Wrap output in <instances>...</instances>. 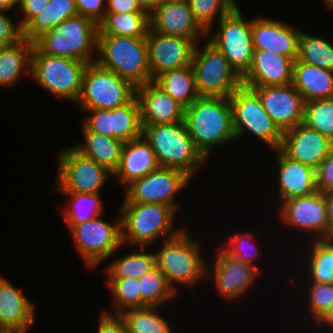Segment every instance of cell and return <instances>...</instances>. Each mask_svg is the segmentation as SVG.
I'll list each match as a JSON object with an SVG mask.
<instances>
[{
    "label": "cell",
    "mask_w": 333,
    "mask_h": 333,
    "mask_svg": "<svg viewBox=\"0 0 333 333\" xmlns=\"http://www.w3.org/2000/svg\"><path fill=\"white\" fill-rule=\"evenodd\" d=\"M184 122L206 160L213 148L236 140L229 97H198L185 108Z\"/></svg>",
    "instance_id": "cell-1"
},
{
    "label": "cell",
    "mask_w": 333,
    "mask_h": 333,
    "mask_svg": "<svg viewBox=\"0 0 333 333\" xmlns=\"http://www.w3.org/2000/svg\"><path fill=\"white\" fill-rule=\"evenodd\" d=\"M96 54L98 65L136 88L154 81L148 65L146 38L98 34Z\"/></svg>",
    "instance_id": "cell-2"
},
{
    "label": "cell",
    "mask_w": 333,
    "mask_h": 333,
    "mask_svg": "<svg viewBox=\"0 0 333 333\" xmlns=\"http://www.w3.org/2000/svg\"><path fill=\"white\" fill-rule=\"evenodd\" d=\"M175 211L164 204L123 202L119 210L122 245L144 247L158 242L157 238L166 239L167 234V239L179 235L184 229H173Z\"/></svg>",
    "instance_id": "cell-3"
},
{
    "label": "cell",
    "mask_w": 333,
    "mask_h": 333,
    "mask_svg": "<svg viewBox=\"0 0 333 333\" xmlns=\"http://www.w3.org/2000/svg\"><path fill=\"white\" fill-rule=\"evenodd\" d=\"M141 127L142 136L153 149L159 166L180 169L192 178L205 162L184 121Z\"/></svg>",
    "instance_id": "cell-4"
},
{
    "label": "cell",
    "mask_w": 333,
    "mask_h": 333,
    "mask_svg": "<svg viewBox=\"0 0 333 333\" xmlns=\"http://www.w3.org/2000/svg\"><path fill=\"white\" fill-rule=\"evenodd\" d=\"M98 25L81 15L70 17L57 27L42 33L33 44L41 52L51 56L95 62L97 55Z\"/></svg>",
    "instance_id": "cell-5"
},
{
    "label": "cell",
    "mask_w": 333,
    "mask_h": 333,
    "mask_svg": "<svg viewBox=\"0 0 333 333\" xmlns=\"http://www.w3.org/2000/svg\"><path fill=\"white\" fill-rule=\"evenodd\" d=\"M188 235V232L183 230L179 235L164 240L162 247L155 253L156 266L177 293V283L191 287L201 279H208L210 275L208 264L200 254L199 242Z\"/></svg>",
    "instance_id": "cell-6"
},
{
    "label": "cell",
    "mask_w": 333,
    "mask_h": 333,
    "mask_svg": "<svg viewBox=\"0 0 333 333\" xmlns=\"http://www.w3.org/2000/svg\"><path fill=\"white\" fill-rule=\"evenodd\" d=\"M87 65L85 61L41 53L33 46L30 78L54 96L77 103Z\"/></svg>",
    "instance_id": "cell-7"
},
{
    "label": "cell",
    "mask_w": 333,
    "mask_h": 333,
    "mask_svg": "<svg viewBox=\"0 0 333 333\" xmlns=\"http://www.w3.org/2000/svg\"><path fill=\"white\" fill-rule=\"evenodd\" d=\"M229 100L236 139H240L246 131H250L270 149L280 148L283 132L263 108L261 99L252 88L242 84L230 95Z\"/></svg>",
    "instance_id": "cell-8"
},
{
    "label": "cell",
    "mask_w": 333,
    "mask_h": 333,
    "mask_svg": "<svg viewBox=\"0 0 333 333\" xmlns=\"http://www.w3.org/2000/svg\"><path fill=\"white\" fill-rule=\"evenodd\" d=\"M191 67L199 97H230L242 85V78L208 40L201 48L196 43Z\"/></svg>",
    "instance_id": "cell-9"
},
{
    "label": "cell",
    "mask_w": 333,
    "mask_h": 333,
    "mask_svg": "<svg viewBox=\"0 0 333 333\" xmlns=\"http://www.w3.org/2000/svg\"><path fill=\"white\" fill-rule=\"evenodd\" d=\"M135 95L136 87L129 81L92 62L85 68L77 104L81 110L114 109L128 103Z\"/></svg>",
    "instance_id": "cell-10"
},
{
    "label": "cell",
    "mask_w": 333,
    "mask_h": 333,
    "mask_svg": "<svg viewBox=\"0 0 333 333\" xmlns=\"http://www.w3.org/2000/svg\"><path fill=\"white\" fill-rule=\"evenodd\" d=\"M240 7L217 20L218 28L215 35L208 40L227 59L230 66L242 78L250 69L254 47L251 35V20H245Z\"/></svg>",
    "instance_id": "cell-11"
},
{
    "label": "cell",
    "mask_w": 333,
    "mask_h": 333,
    "mask_svg": "<svg viewBox=\"0 0 333 333\" xmlns=\"http://www.w3.org/2000/svg\"><path fill=\"white\" fill-rule=\"evenodd\" d=\"M58 178L53 191L96 194L113 176L105 167L98 165L73 146L60 151Z\"/></svg>",
    "instance_id": "cell-12"
},
{
    "label": "cell",
    "mask_w": 333,
    "mask_h": 333,
    "mask_svg": "<svg viewBox=\"0 0 333 333\" xmlns=\"http://www.w3.org/2000/svg\"><path fill=\"white\" fill-rule=\"evenodd\" d=\"M100 216L76 224L69 230L76 249L90 268L110 259L122 245L121 217L116 222L118 224L113 225Z\"/></svg>",
    "instance_id": "cell-13"
},
{
    "label": "cell",
    "mask_w": 333,
    "mask_h": 333,
    "mask_svg": "<svg viewBox=\"0 0 333 333\" xmlns=\"http://www.w3.org/2000/svg\"><path fill=\"white\" fill-rule=\"evenodd\" d=\"M190 178L180 169L159 166L128 184L123 202L164 204L177 210L176 194L190 182Z\"/></svg>",
    "instance_id": "cell-14"
},
{
    "label": "cell",
    "mask_w": 333,
    "mask_h": 333,
    "mask_svg": "<svg viewBox=\"0 0 333 333\" xmlns=\"http://www.w3.org/2000/svg\"><path fill=\"white\" fill-rule=\"evenodd\" d=\"M278 208L279 218L286 226L312 234L311 240L329 239L325 193L316 191L308 196L294 197Z\"/></svg>",
    "instance_id": "cell-15"
},
{
    "label": "cell",
    "mask_w": 333,
    "mask_h": 333,
    "mask_svg": "<svg viewBox=\"0 0 333 333\" xmlns=\"http://www.w3.org/2000/svg\"><path fill=\"white\" fill-rule=\"evenodd\" d=\"M146 44L153 80L165 71L191 65L196 45L193 40L157 33L151 29L147 34Z\"/></svg>",
    "instance_id": "cell-16"
},
{
    "label": "cell",
    "mask_w": 333,
    "mask_h": 333,
    "mask_svg": "<svg viewBox=\"0 0 333 333\" xmlns=\"http://www.w3.org/2000/svg\"><path fill=\"white\" fill-rule=\"evenodd\" d=\"M247 87L258 94L263 108L282 132L303 123L305 102L292 83Z\"/></svg>",
    "instance_id": "cell-17"
},
{
    "label": "cell",
    "mask_w": 333,
    "mask_h": 333,
    "mask_svg": "<svg viewBox=\"0 0 333 333\" xmlns=\"http://www.w3.org/2000/svg\"><path fill=\"white\" fill-rule=\"evenodd\" d=\"M150 29L198 43L207 31L197 22L189 2L159 1L150 13ZM202 36V37H201Z\"/></svg>",
    "instance_id": "cell-18"
},
{
    "label": "cell",
    "mask_w": 333,
    "mask_h": 333,
    "mask_svg": "<svg viewBox=\"0 0 333 333\" xmlns=\"http://www.w3.org/2000/svg\"><path fill=\"white\" fill-rule=\"evenodd\" d=\"M333 142L305 123L283 132L280 150L290 159L314 170L328 155Z\"/></svg>",
    "instance_id": "cell-19"
},
{
    "label": "cell",
    "mask_w": 333,
    "mask_h": 333,
    "mask_svg": "<svg viewBox=\"0 0 333 333\" xmlns=\"http://www.w3.org/2000/svg\"><path fill=\"white\" fill-rule=\"evenodd\" d=\"M215 254L214 275L218 293L227 300L241 298L249 287L254 285L259 271L236 258L228 255L220 246Z\"/></svg>",
    "instance_id": "cell-20"
},
{
    "label": "cell",
    "mask_w": 333,
    "mask_h": 333,
    "mask_svg": "<svg viewBox=\"0 0 333 333\" xmlns=\"http://www.w3.org/2000/svg\"><path fill=\"white\" fill-rule=\"evenodd\" d=\"M301 31L288 24L267 17L251 19V35L254 50H269L292 58L298 56V40Z\"/></svg>",
    "instance_id": "cell-21"
},
{
    "label": "cell",
    "mask_w": 333,
    "mask_h": 333,
    "mask_svg": "<svg viewBox=\"0 0 333 333\" xmlns=\"http://www.w3.org/2000/svg\"><path fill=\"white\" fill-rule=\"evenodd\" d=\"M141 125L169 124L184 121L185 108L154 81L136 88Z\"/></svg>",
    "instance_id": "cell-22"
},
{
    "label": "cell",
    "mask_w": 333,
    "mask_h": 333,
    "mask_svg": "<svg viewBox=\"0 0 333 333\" xmlns=\"http://www.w3.org/2000/svg\"><path fill=\"white\" fill-rule=\"evenodd\" d=\"M294 60L269 50H254L253 61L242 77L245 86L288 85L293 79Z\"/></svg>",
    "instance_id": "cell-23"
},
{
    "label": "cell",
    "mask_w": 333,
    "mask_h": 333,
    "mask_svg": "<svg viewBox=\"0 0 333 333\" xmlns=\"http://www.w3.org/2000/svg\"><path fill=\"white\" fill-rule=\"evenodd\" d=\"M276 152L278 189L284 202L294 197L308 196L317 191L316 170L287 157L280 149Z\"/></svg>",
    "instance_id": "cell-24"
},
{
    "label": "cell",
    "mask_w": 333,
    "mask_h": 333,
    "mask_svg": "<svg viewBox=\"0 0 333 333\" xmlns=\"http://www.w3.org/2000/svg\"><path fill=\"white\" fill-rule=\"evenodd\" d=\"M34 304L0 275V331L28 330L35 323Z\"/></svg>",
    "instance_id": "cell-25"
},
{
    "label": "cell",
    "mask_w": 333,
    "mask_h": 333,
    "mask_svg": "<svg viewBox=\"0 0 333 333\" xmlns=\"http://www.w3.org/2000/svg\"><path fill=\"white\" fill-rule=\"evenodd\" d=\"M158 167L159 164L153 149L141 136L138 139L124 143L119 167L112 177H118L117 179L128 185Z\"/></svg>",
    "instance_id": "cell-26"
},
{
    "label": "cell",
    "mask_w": 333,
    "mask_h": 333,
    "mask_svg": "<svg viewBox=\"0 0 333 333\" xmlns=\"http://www.w3.org/2000/svg\"><path fill=\"white\" fill-rule=\"evenodd\" d=\"M292 84L304 102L333 98V71L300 62L293 65Z\"/></svg>",
    "instance_id": "cell-27"
},
{
    "label": "cell",
    "mask_w": 333,
    "mask_h": 333,
    "mask_svg": "<svg viewBox=\"0 0 333 333\" xmlns=\"http://www.w3.org/2000/svg\"><path fill=\"white\" fill-rule=\"evenodd\" d=\"M82 132L85 141L73 147L114 174L119 167L124 142L88 131L83 125Z\"/></svg>",
    "instance_id": "cell-28"
},
{
    "label": "cell",
    "mask_w": 333,
    "mask_h": 333,
    "mask_svg": "<svg viewBox=\"0 0 333 333\" xmlns=\"http://www.w3.org/2000/svg\"><path fill=\"white\" fill-rule=\"evenodd\" d=\"M33 42L23 38L18 43L0 47V87L14 86L21 73L30 76Z\"/></svg>",
    "instance_id": "cell-29"
},
{
    "label": "cell",
    "mask_w": 333,
    "mask_h": 333,
    "mask_svg": "<svg viewBox=\"0 0 333 333\" xmlns=\"http://www.w3.org/2000/svg\"><path fill=\"white\" fill-rule=\"evenodd\" d=\"M78 15L75 0H49L45 9L34 16L23 28V38L34 41L42 33Z\"/></svg>",
    "instance_id": "cell-30"
},
{
    "label": "cell",
    "mask_w": 333,
    "mask_h": 333,
    "mask_svg": "<svg viewBox=\"0 0 333 333\" xmlns=\"http://www.w3.org/2000/svg\"><path fill=\"white\" fill-rule=\"evenodd\" d=\"M154 82L184 108L199 97L191 65L165 71Z\"/></svg>",
    "instance_id": "cell-31"
},
{
    "label": "cell",
    "mask_w": 333,
    "mask_h": 333,
    "mask_svg": "<svg viewBox=\"0 0 333 333\" xmlns=\"http://www.w3.org/2000/svg\"><path fill=\"white\" fill-rule=\"evenodd\" d=\"M150 29L148 12L105 13L98 25V34L146 38Z\"/></svg>",
    "instance_id": "cell-32"
},
{
    "label": "cell",
    "mask_w": 333,
    "mask_h": 333,
    "mask_svg": "<svg viewBox=\"0 0 333 333\" xmlns=\"http://www.w3.org/2000/svg\"><path fill=\"white\" fill-rule=\"evenodd\" d=\"M308 248L307 281L333 284V239H315Z\"/></svg>",
    "instance_id": "cell-33"
},
{
    "label": "cell",
    "mask_w": 333,
    "mask_h": 333,
    "mask_svg": "<svg viewBox=\"0 0 333 333\" xmlns=\"http://www.w3.org/2000/svg\"><path fill=\"white\" fill-rule=\"evenodd\" d=\"M138 249L132 253L122 255L105 267L108 278H141L156 266V256Z\"/></svg>",
    "instance_id": "cell-34"
},
{
    "label": "cell",
    "mask_w": 333,
    "mask_h": 333,
    "mask_svg": "<svg viewBox=\"0 0 333 333\" xmlns=\"http://www.w3.org/2000/svg\"><path fill=\"white\" fill-rule=\"evenodd\" d=\"M126 326L127 333H173L166 321L160 316L157 307H140L119 314Z\"/></svg>",
    "instance_id": "cell-35"
},
{
    "label": "cell",
    "mask_w": 333,
    "mask_h": 333,
    "mask_svg": "<svg viewBox=\"0 0 333 333\" xmlns=\"http://www.w3.org/2000/svg\"><path fill=\"white\" fill-rule=\"evenodd\" d=\"M60 193L70 198L69 207L63 210V217L69 229L76 224H81L102 214L103 204L100 193Z\"/></svg>",
    "instance_id": "cell-36"
},
{
    "label": "cell",
    "mask_w": 333,
    "mask_h": 333,
    "mask_svg": "<svg viewBox=\"0 0 333 333\" xmlns=\"http://www.w3.org/2000/svg\"><path fill=\"white\" fill-rule=\"evenodd\" d=\"M142 136L140 105L136 95L113 109V138L126 143Z\"/></svg>",
    "instance_id": "cell-37"
},
{
    "label": "cell",
    "mask_w": 333,
    "mask_h": 333,
    "mask_svg": "<svg viewBox=\"0 0 333 333\" xmlns=\"http://www.w3.org/2000/svg\"><path fill=\"white\" fill-rule=\"evenodd\" d=\"M297 60L333 71V43L302 31L298 40Z\"/></svg>",
    "instance_id": "cell-38"
},
{
    "label": "cell",
    "mask_w": 333,
    "mask_h": 333,
    "mask_svg": "<svg viewBox=\"0 0 333 333\" xmlns=\"http://www.w3.org/2000/svg\"><path fill=\"white\" fill-rule=\"evenodd\" d=\"M141 307H160L175 298L177 292L168 284L165 275L155 266L147 274L139 278ZM172 297V298H171Z\"/></svg>",
    "instance_id": "cell-39"
},
{
    "label": "cell",
    "mask_w": 333,
    "mask_h": 333,
    "mask_svg": "<svg viewBox=\"0 0 333 333\" xmlns=\"http://www.w3.org/2000/svg\"><path fill=\"white\" fill-rule=\"evenodd\" d=\"M303 123L333 142V98L305 102Z\"/></svg>",
    "instance_id": "cell-40"
},
{
    "label": "cell",
    "mask_w": 333,
    "mask_h": 333,
    "mask_svg": "<svg viewBox=\"0 0 333 333\" xmlns=\"http://www.w3.org/2000/svg\"><path fill=\"white\" fill-rule=\"evenodd\" d=\"M107 283L115 300L113 314L141 307L139 278H108Z\"/></svg>",
    "instance_id": "cell-41"
},
{
    "label": "cell",
    "mask_w": 333,
    "mask_h": 333,
    "mask_svg": "<svg viewBox=\"0 0 333 333\" xmlns=\"http://www.w3.org/2000/svg\"><path fill=\"white\" fill-rule=\"evenodd\" d=\"M189 4L195 19L207 31V36H210L217 17L220 20L239 5L236 0H189Z\"/></svg>",
    "instance_id": "cell-42"
},
{
    "label": "cell",
    "mask_w": 333,
    "mask_h": 333,
    "mask_svg": "<svg viewBox=\"0 0 333 333\" xmlns=\"http://www.w3.org/2000/svg\"><path fill=\"white\" fill-rule=\"evenodd\" d=\"M254 238L251 232L230 235V240L223 244L221 248L231 257L255 267L260 272L254 260L257 259L256 257H262L263 254L258 255L259 251Z\"/></svg>",
    "instance_id": "cell-43"
},
{
    "label": "cell",
    "mask_w": 333,
    "mask_h": 333,
    "mask_svg": "<svg viewBox=\"0 0 333 333\" xmlns=\"http://www.w3.org/2000/svg\"><path fill=\"white\" fill-rule=\"evenodd\" d=\"M308 287L309 311L317 325L331 310L333 305V284L310 281Z\"/></svg>",
    "instance_id": "cell-44"
},
{
    "label": "cell",
    "mask_w": 333,
    "mask_h": 333,
    "mask_svg": "<svg viewBox=\"0 0 333 333\" xmlns=\"http://www.w3.org/2000/svg\"><path fill=\"white\" fill-rule=\"evenodd\" d=\"M89 114L82 125L91 132L113 138V109L83 110Z\"/></svg>",
    "instance_id": "cell-45"
},
{
    "label": "cell",
    "mask_w": 333,
    "mask_h": 333,
    "mask_svg": "<svg viewBox=\"0 0 333 333\" xmlns=\"http://www.w3.org/2000/svg\"><path fill=\"white\" fill-rule=\"evenodd\" d=\"M5 12L0 10V47L14 45L23 39L20 24L13 23Z\"/></svg>",
    "instance_id": "cell-46"
},
{
    "label": "cell",
    "mask_w": 333,
    "mask_h": 333,
    "mask_svg": "<svg viewBox=\"0 0 333 333\" xmlns=\"http://www.w3.org/2000/svg\"><path fill=\"white\" fill-rule=\"evenodd\" d=\"M316 188L323 193L333 191V145L316 170Z\"/></svg>",
    "instance_id": "cell-47"
},
{
    "label": "cell",
    "mask_w": 333,
    "mask_h": 333,
    "mask_svg": "<svg viewBox=\"0 0 333 333\" xmlns=\"http://www.w3.org/2000/svg\"><path fill=\"white\" fill-rule=\"evenodd\" d=\"M78 14L91 19L94 23L99 25L106 12L105 0H75Z\"/></svg>",
    "instance_id": "cell-48"
},
{
    "label": "cell",
    "mask_w": 333,
    "mask_h": 333,
    "mask_svg": "<svg viewBox=\"0 0 333 333\" xmlns=\"http://www.w3.org/2000/svg\"><path fill=\"white\" fill-rule=\"evenodd\" d=\"M97 333H127L125 323L119 314L101 311Z\"/></svg>",
    "instance_id": "cell-49"
},
{
    "label": "cell",
    "mask_w": 333,
    "mask_h": 333,
    "mask_svg": "<svg viewBox=\"0 0 333 333\" xmlns=\"http://www.w3.org/2000/svg\"><path fill=\"white\" fill-rule=\"evenodd\" d=\"M49 0H21L19 10L22 14L19 24L23 28L34 16L42 12Z\"/></svg>",
    "instance_id": "cell-50"
},
{
    "label": "cell",
    "mask_w": 333,
    "mask_h": 333,
    "mask_svg": "<svg viewBox=\"0 0 333 333\" xmlns=\"http://www.w3.org/2000/svg\"><path fill=\"white\" fill-rule=\"evenodd\" d=\"M107 5L105 13H133L146 12L136 0H106Z\"/></svg>",
    "instance_id": "cell-51"
},
{
    "label": "cell",
    "mask_w": 333,
    "mask_h": 333,
    "mask_svg": "<svg viewBox=\"0 0 333 333\" xmlns=\"http://www.w3.org/2000/svg\"><path fill=\"white\" fill-rule=\"evenodd\" d=\"M325 206L329 223V239H333V191L325 193Z\"/></svg>",
    "instance_id": "cell-52"
},
{
    "label": "cell",
    "mask_w": 333,
    "mask_h": 333,
    "mask_svg": "<svg viewBox=\"0 0 333 333\" xmlns=\"http://www.w3.org/2000/svg\"><path fill=\"white\" fill-rule=\"evenodd\" d=\"M139 6L149 14L154 10L160 0H136Z\"/></svg>",
    "instance_id": "cell-53"
},
{
    "label": "cell",
    "mask_w": 333,
    "mask_h": 333,
    "mask_svg": "<svg viewBox=\"0 0 333 333\" xmlns=\"http://www.w3.org/2000/svg\"><path fill=\"white\" fill-rule=\"evenodd\" d=\"M21 0H0V10L9 11L14 6H19Z\"/></svg>",
    "instance_id": "cell-54"
},
{
    "label": "cell",
    "mask_w": 333,
    "mask_h": 333,
    "mask_svg": "<svg viewBox=\"0 0 333 333\" xmlns=\"http://www.w3.org/2000/svg\"><path fill=\"white\" fill-rule=\"evenodd\" d=\"M323 324L327 327L333 329V305L329 313L316 325V327H321ZM330 325V326H329Z\"/></svg>",
    "instance_id": "cell-55"
},
{
    "label": "cell",
    "mask_w": 333,
    "mask_h": 333,
    "mask_svg": "<svg viewBox=\"0 0 333 333\" xmlns=\"http://www.w3.org/2000/svg\"><path fill=\"white\" fill-rule=\"evenodd\" d=\"M0 333H27L26 330H1Z\"/></svg>",
    "instance_id": "cell-56"
},
{
    "label": "cell",
    "mask_w": 333,
    "mask_h": 333,
    "mask_svg": "<svg viewBox=\"0 0 333 333\" xmlns=\"http://www.w3.org/2000/svg\"><path fill=\"white\" fill-rule=\"evenodd\" d=\"M326 7H328V9H332L333 10V0H322Z\"/></svg>",
    "instance_id": "cell-57"
},
{
    "label": "cell",
    "mask_w": 333,
    "mask_h": 333,
    "mask_svg": "<svg viewBox=\"0 0 333 333\" xmlns=\"http://www.w3.org/2000/svg\"><path fill=\"white\" fill-rule=\"evenodd\" d=\"M160 1H169V2H189V0H160Z\"/></svg>",
    "instance_id": "cell-58"
}]
</instances>
